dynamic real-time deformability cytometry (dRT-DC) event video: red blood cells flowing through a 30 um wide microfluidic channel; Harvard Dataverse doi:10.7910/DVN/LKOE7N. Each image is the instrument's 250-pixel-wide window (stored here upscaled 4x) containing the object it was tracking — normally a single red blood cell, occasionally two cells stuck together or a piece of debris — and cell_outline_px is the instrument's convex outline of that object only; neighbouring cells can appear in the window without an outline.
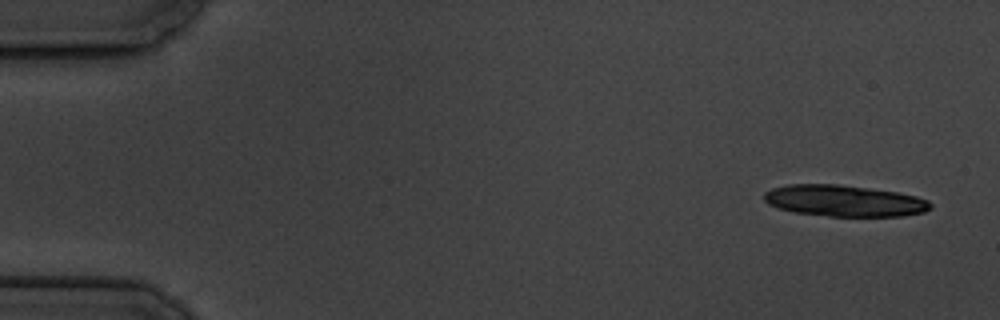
{"species": "common noctule bat (a hibernating species)", "species_latin": "Nyctalus noctula", "temperature_condition": "cold", "stored_images_in_passage": 7, "camera_frame_rate_fps": 3000, "um_per_image_px": 0.085, "animal": {"sex": "male", "body_mass_g": 19.5, "forearm_length_mm": 54.6}, "frame": {"image": 1, "passage_image": 1, "time_ms": 0.0, "image_size_px": [1000, 320], "cell_outline_px": [[932, 208], [924, 212], [904, 216], [828, 216], [796, 212], [776, 208], [768, 204], [764, 200], [764, 192], [772, 188], [788, 184], [836, 184], [868, 188], [896, 192], [916, 196], [928, 200], [932, 204]], "centroid_in_image_um": [71.75, 17.07], "position_along_channel_um": 13.2, "area_um2": 30.46}}
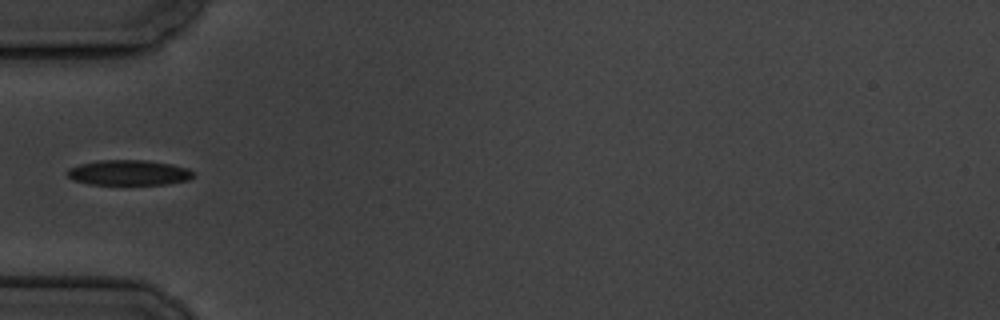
{"frame": {"image": 2, "passage_image": 6, "time_ms": 5.667, "image_size_px": [1000, 320], "cell_outline_px": [[196, 172], [188, 180], [168, 184], [88, 184], [72, 180], [64, 172], [68, 168], [80, 164], [100, 160], [148, 160], [172, 164], [188, 168]], "centroid_in_image_um": [10.94, 14.67], "position_along_channel_um": 74.1, "area_um2": 18.73}}
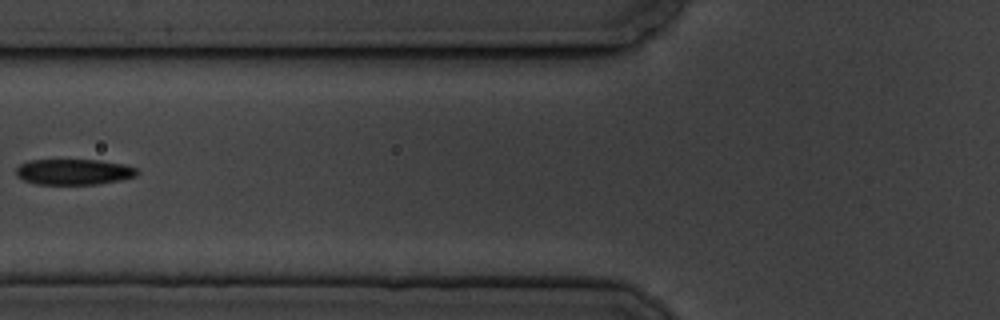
{"frame": {"image": 3, "passage_image": 7, "time_ms": 7.0, "image_size_px": [1000, 320], "cell_outline_px": [[140, 172], [136, 176], [120, 180], [96, 184], [36, 184], [24, 180], [16, 176], [16, 168], [20, 164], [28, 160], [100, 160], [124, 164], [136, 168]], "centroid_in_image_um": [6.27, 14.6], "position_along_channel_um": 119.5, "area_um2": 18.21}}